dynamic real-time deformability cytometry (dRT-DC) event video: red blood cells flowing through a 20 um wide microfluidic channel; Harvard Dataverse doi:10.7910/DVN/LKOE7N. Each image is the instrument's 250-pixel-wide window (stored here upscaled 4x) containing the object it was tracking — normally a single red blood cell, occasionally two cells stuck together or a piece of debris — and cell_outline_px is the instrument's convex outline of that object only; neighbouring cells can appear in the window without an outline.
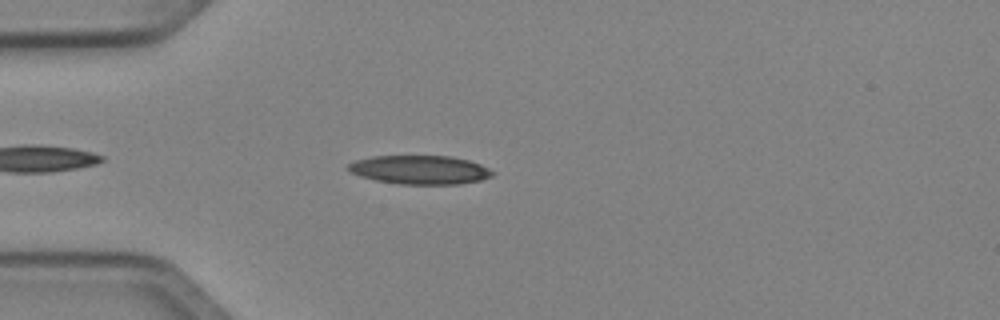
{"species": "Egyptian fruit bat (a non-hibernating species)", "species_latin": "Rousettus aegyptiacus", "temperature_condition": "cold", "stored_images_in_passage": 39, "camera_frame_rate_fps": 3000, "um_per_image_px": 0.085, "animal": {"sex": "female"}, "frame": {"image": 1, "passage_image": 5, "time_ms": 1.333, "image_size_px": [1000, 320], "cell_outline_px": [[496, 172], [492, 176], [480, 180], [460, 184], [400, 184], [376, 180], [360, 176], [352, 172], [348, 168], [348, 164], [356, 160], [372, 156], [452, 156], [468, 160], [480, 164]], "centroid_in_image_um": [35.72, 14.43], "position_along_channel_um": 49.3, "area_um2": 24.1}}
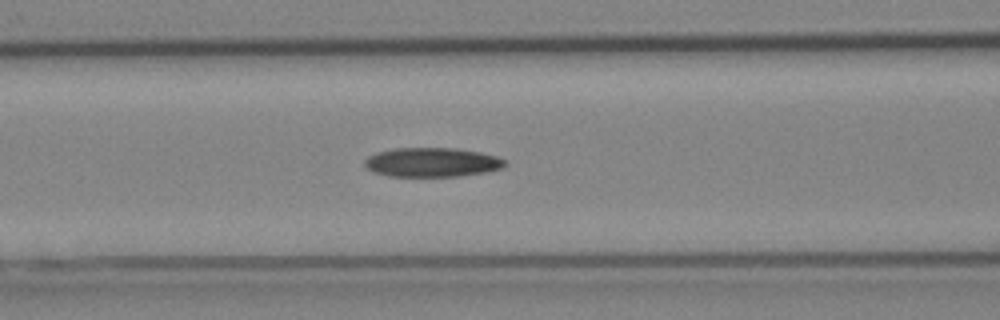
{"frame": {"image": 2, "passage_image": 12, "time_ms": 3.667, "image_size_px": [1000, 320], "cell_outline_px": [[508, 164], [504, 168], [488, 172], [460, 176], [388, 176], [372, 172], [364, 164], [364, 160], [368, 156], [376, 152], [396, 148], [456, 148], [480, 152], [496, 156], [508, 160]], "centroid_in_image_um": [36.77, 13.79], "position_along_channel_um": 129.8, "area_um2": 24.22}}
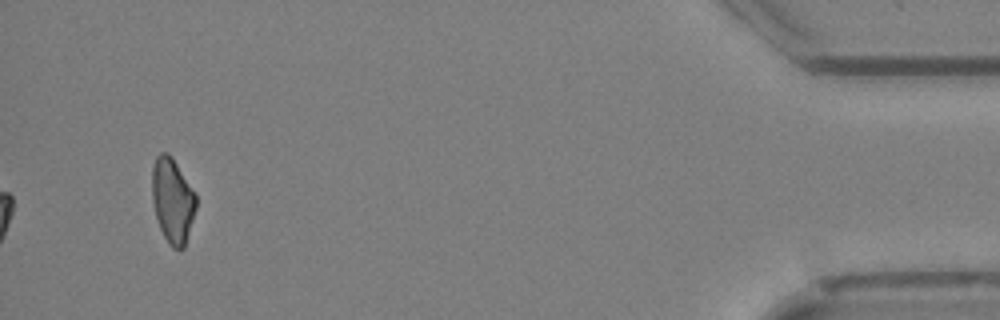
{"frame": {"image": 3, "passage_image": 39, "time_ms": 12.667, "image_size_px": [1000, 320], "cell_outline_px": [[196, 208], [184, 248], [180, 252], [172, 248], [164, 236], [160, 228], [156, 216], [152, 200], [152, 168], [156, 156], [160, 152], [168, 152], [172, 156], [196, 196]], "centroid_in_image_um": [14.65, 17.05], "position_along_channel_um": 420.5, "area_um2": 21.68}}